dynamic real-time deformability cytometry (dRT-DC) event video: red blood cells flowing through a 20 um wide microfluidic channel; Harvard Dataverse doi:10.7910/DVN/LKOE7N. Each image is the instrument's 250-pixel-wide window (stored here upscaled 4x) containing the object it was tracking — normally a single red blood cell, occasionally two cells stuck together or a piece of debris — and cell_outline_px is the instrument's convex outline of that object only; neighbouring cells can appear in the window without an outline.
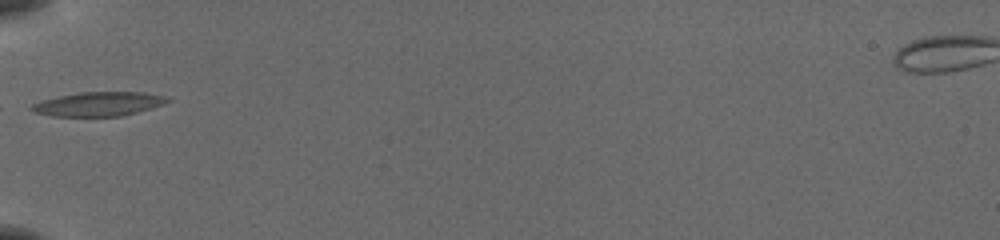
{"species": "common noctule bat (a hibernating species)", "species_latin": "Nyctalus noctula", "temperature_condition": "cold", "stored_images_in_passage": 33, "camera_frame_rate_fps": 3000, "um_per_image_px": 0.085, "animal": {"sex": "female", "body_mass_g": 19.5, "forearm_length_mm": 54.1}, "frame": {"image": 1, "passage_image": 1, "time_ms": 0.0, "image_size_px": [1000, 240], "cell_outline_px": [[172, 100], [164, 104], [136, 112], [120, 116], [52, 116], [32, 112], [28, 108], [32, 104], [40, 100], [80, 92], [144, 92], [164, 96]], "centroid_in_image_um": [8.33, 8.84], "position_along_channel_um": 76.7, "area_um2": 19.07}}
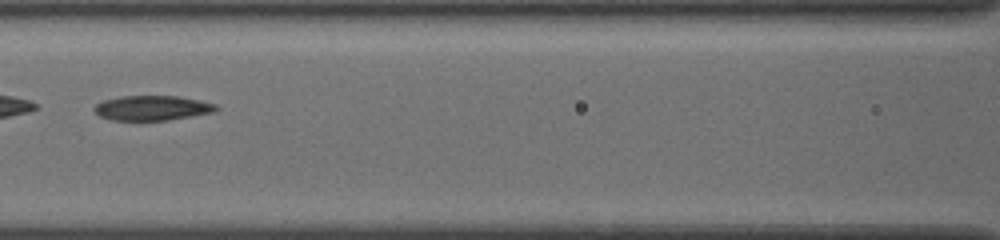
{"frame": {"image": 2, "passage_image": 7, "time_ms": 2.0, "image_size_px": [1000, 240], "cell_outline_px": [[220, 108], [216, 112], [168, 120], [112, 120], [100, 116], [92, 108], [96, 104], [104, 100], [120, 96], [176, 96], [200, 100], [216, 104]], "centroid_in_image_um": [12.97, 9.18], "position_along_channel_um": 153.6, "area_um2": 17.69}}
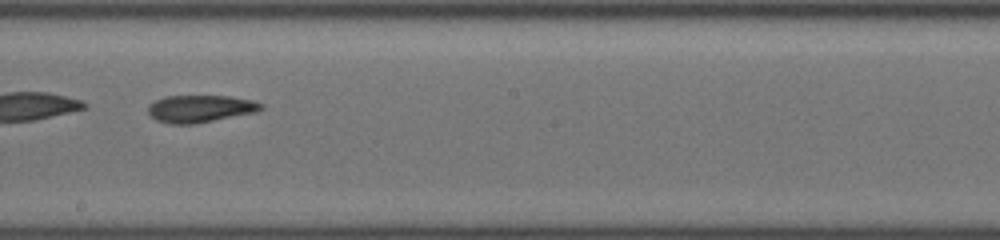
{"frame": {"image": 3, "passage_image": 13, "time_ms": 4.0, "image_size_px": [1000, 240], "cell_outline_px": [[264, 108], [256, 112], [196, 124], [168, 124], [156, 120], [148, 112], [148, 104], [164, 96], [232, 96], [252, 100], [264, 104]], "centroid_in_image_um": [17.03, 9.24], "position_along_channel_um": 231.2, "area_um2": 18.15}, "authors_computed_cell_mechanics": {"area_um2": 18.2648, "velocity_mm_per_s": 3.8932, "shape_relaxation_time_tau1_ms": 3.7946, "shape_relaxation_time_tau2_ms": 4.0155, "deformation_change_tau1": 0.1134, "deformation_change_tau2": 0.1225}}